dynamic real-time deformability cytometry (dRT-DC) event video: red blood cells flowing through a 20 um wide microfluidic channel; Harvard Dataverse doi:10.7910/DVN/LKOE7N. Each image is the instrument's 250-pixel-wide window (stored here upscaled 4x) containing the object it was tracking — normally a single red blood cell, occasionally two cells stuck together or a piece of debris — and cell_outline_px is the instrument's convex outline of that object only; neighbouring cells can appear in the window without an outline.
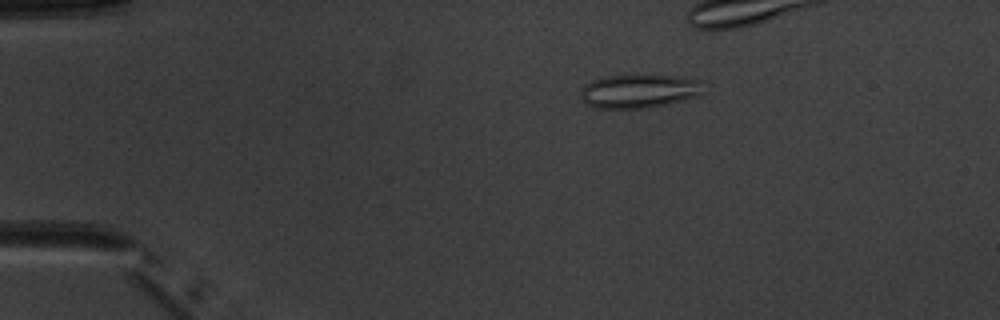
{"species": "common noctule bat (a hibernating species)", "species_latin": "Nyctalus noctula", "temperature_condition": "warm", "stored_images_in_passage": 7, "camera_frame_rate_fps": 3000, "um_per_image_px": 0.085, "animal": {"sex": "male", "body_mass_g": 20.1, "forearm_length_mm": 53.5}, "frame": {"image": 1, "passage_image": 4, "time_ms": 3.333, "image_size_px": [1000, 320], "cell_outline_px": [[704, 80], [700, 96], [668, 104], [644, 108], [596, 108], [588, 104], [580, 96], [580, 92], [584, 84], [600, 76], [636, 72], [676, 76]], "centroid_in_image_um": [54.33, 7.68], "position_along_channel_um": 30.7, "area_um2": 25.2}}